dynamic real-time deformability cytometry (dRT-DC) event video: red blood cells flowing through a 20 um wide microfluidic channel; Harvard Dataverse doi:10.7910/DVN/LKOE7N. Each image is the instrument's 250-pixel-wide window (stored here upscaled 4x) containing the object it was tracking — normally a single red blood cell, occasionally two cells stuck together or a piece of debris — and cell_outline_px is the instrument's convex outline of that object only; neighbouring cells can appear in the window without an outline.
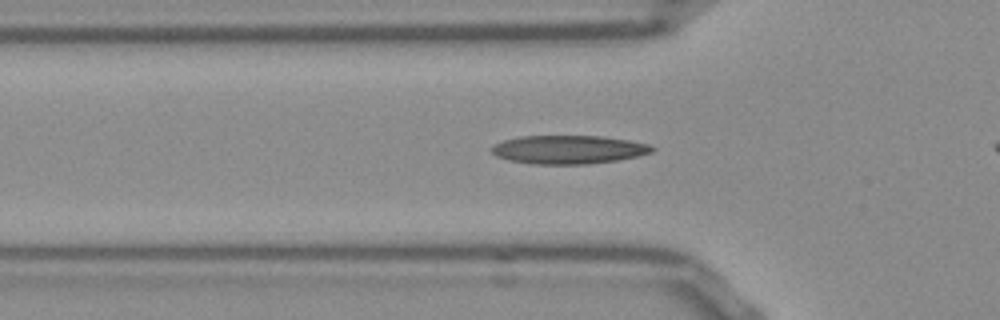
{"species": "Egyptian fruit bat (a non-hibernating species)", "species_latin": "Rousettus aegyptiacus", "temperature_condition": "room temperature", "stored_images_in_passage": 28, "camera_frame_rate_fps": 3000, "um_per_image_px": 0.085, "frame": {"image": 1, "passage_image": 2, "time_ms": 0.333, "image_size_px": [1000, 320], "cell_outline_px": [[656, 148], [652, 152], [636, 156], [616, 160], [588, 164], [532, 164], [512, 160], [496, 156], [488, 148], [492, 144], [504, 140], [520, 136], [600, 136], [628, 140], [648, 144]], "centroid_in_image_um": [48.28, 12.71], "position_along_channel_um": 77.5, "area_um2": 26.59}}
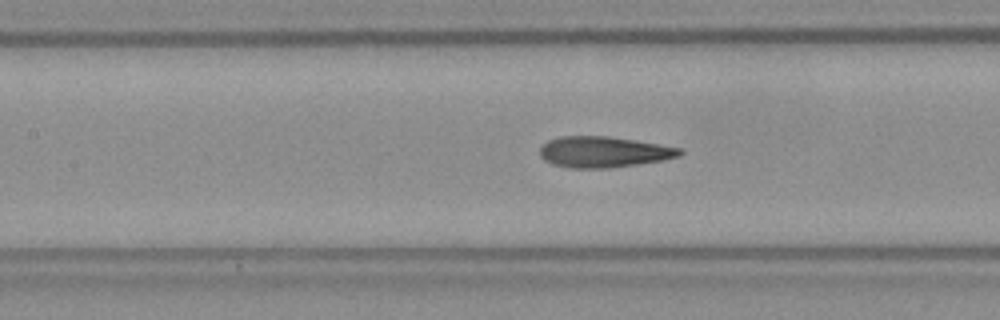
{"frame": {"image": 2, "passage_image": 8, "time_ms": 2.333, "image_size_px": [1000, 320], "cell_outline_px": [[684, 152], [680, 156], [660, 160], [636, 164], [608, 168], [572, 168], [552, 164], [544, 160], [540, 156], [540, 148], [548, 140], [560, 136], [608, 136], [684, 148]], "centroid_in_image_um": [51.31, 12.91], "position_along_channel_um": 156.1, "area_um2": 25.14}}
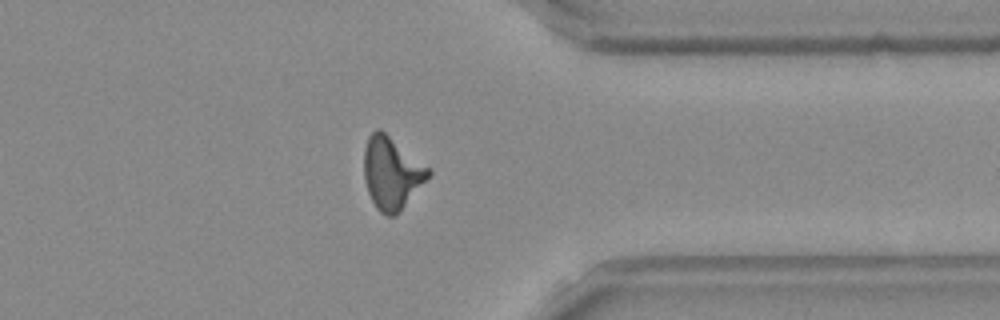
{"frame": {"image": 3, "passage_image": 26, "time_ms": 8.333, "image_size_px": [1000, 320], "cell_outline_px": [[432, 172], [396, 216], [388, 216], [380, 212], [376, 208], [368, 192], [364, 180], [364, 148], [368, 136], [376, 128], [380, 128], [432, 168]], "centroid_in_image_um": [33.29, 14.67], "position_along_channel_um": 378.1, "area_um2": 27.28}}